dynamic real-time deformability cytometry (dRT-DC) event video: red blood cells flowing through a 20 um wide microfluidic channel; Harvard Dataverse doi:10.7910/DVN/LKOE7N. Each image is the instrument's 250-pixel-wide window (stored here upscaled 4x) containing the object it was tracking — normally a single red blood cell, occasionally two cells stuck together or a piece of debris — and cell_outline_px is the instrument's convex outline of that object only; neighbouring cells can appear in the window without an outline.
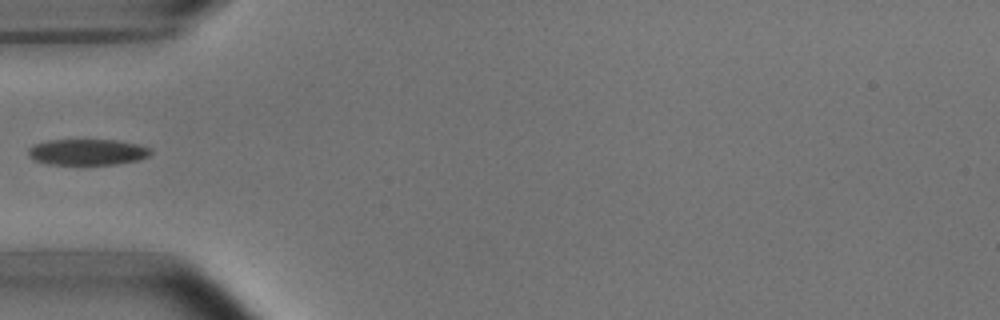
{"species": "common noctule bat (a hibernating species)", "species_latin": "Nyctalus noctula", "temperature_condition": "room temperature", "stored_images_in_passage": 4, "camera_frame_rate_fps": 3000, "um_per_image_px": 0.085, "animal": {"sex": "male", "body_mass_g": 15.6}, "frame": {"image": 1, "passage_image": 4, "time_ms": 3.333, "image_size_px": [1000, 320], "cell_outline_px": [[152, 152], [148, 156], [140, 160], [116, 164], [48, 164], [36, 160], [28, 156], [28, 148], [36, 144], [48, 140], [116, 140], [136, 144], [152, 148]], "centroid_in_image_um": [7.46, 12.92], "position_along_channel_um": 77.5, "area_um2": 18.5}}